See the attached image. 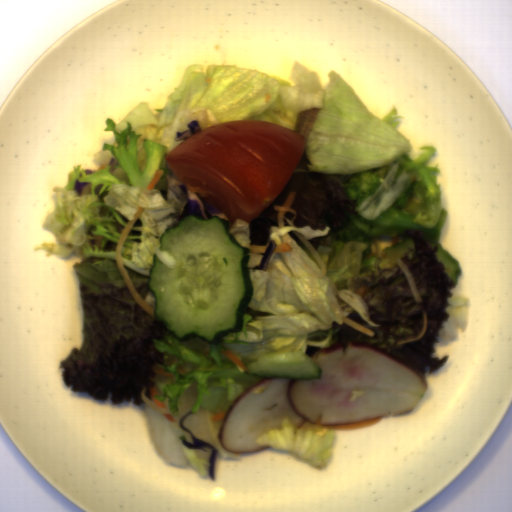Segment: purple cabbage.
<instances>
[{
    "label": "purple cabbage",
    "mask_w": 512,
    "mask_h": 512,
    "mask_svg": "<svg viewBox=\"0 0 512 512\" xmlns=\"http://www.w3.org/2000/svg\"><path fill=\"white\" fill-rule=\"evenodd\" d=\"M179 428L189 435L192 443L186 439L180 441L184 447L190 450H203L211 452L208 459V476L211 482H216L215 465L219 456L237 460L241 459L239 452H228L220 442L219 430L211 420V411L206 408H199L196 412L189 410L177 422Z\"/></svg>",
    "instance_id": "c1f60e8f"
},
{
    "label": "purple cabbage",
    "mask_w": 512,
    "mask_h": 512,
    "mask_svg": "<svg viewBox=\"0 0 512 512\" xmlns=\"http://www.w3.org/2000/svg\"><path fill=\"white\" fill-rule=\"evenodd\" d=\"M165 178L168 179V189H172L179 199L186 200L183 213L175 216L177 221L180 222L187 215H198L207 221L218 214L225 213L199 194L192 192L173 172L172 177L168 173Z\"/></svg>",
    "instance_id": "ea28d5fd"
},
{
    "label": "purple cabbage",
    "mask_w": 512,
    "mask_h": 512,
    "mask_svg": "<svg viewBox=\"0 0 512 512\" xmlns=\"http://www.w3.org/2000/svg\"><path fill=\"white\" fill-rule=\"evenodd\" d=\"M186 126L187 130L175 132V141H186L189 137L204 131L198 120H192Z\"/></svg>",
    "instance_id": "f65ffa83"
},
{
    "label": "purple cabbage",
    "mask_w": 512,
    "mask_h": 512,
    "mask_svg": "<svg viewBox=\"0 0 512 512\" xmlns=\"http://www.w3.org/2000/svg\"><path fill=\"white\" fill-rule=\"evenodd\" d=\"M276 246H277L276 241L274 239L270 240L269 244L267 245V249L261 258L260 264L252 267V270L266 271L268 263L275 251Z\"/></svg>",
    "instance_id": "39781b68"
},
{
    "label": "purple cabbage",
    "mask_w": 512,
    "mask_h": 512,
    "mask_svg": "<svg viewBox=\"0 0 512 512\" xmlns=\"http://www.w3.org/2000/svg\"><path fill=\"white\" fill-rule=\"evenodd\" d=\"M90 182H80L79 178H76L74 182V190H76V196L81 197L82 196V189L88 185Z\"/></svg>",
    "instance_id": "9ea6ddef"
},
{
    "label": "purple cabbage",
    "mask_w": 512,
    "mask_h": 512,
    "mask_svg": "<svg viewBox=\"0 0 512 512\" xmlns=\"http://www.w3.org/2000/svg\"><path fill=\"white\" fill-rule=\"evenodd\" d=\"M119 163H120V161L118 160V158L116 156H112L108 162V166H110L109 172H111L113 174V171H115L116 165H119Z\"/></svg>",
    "instance_id": "8b30caba"
}]
</instances>
